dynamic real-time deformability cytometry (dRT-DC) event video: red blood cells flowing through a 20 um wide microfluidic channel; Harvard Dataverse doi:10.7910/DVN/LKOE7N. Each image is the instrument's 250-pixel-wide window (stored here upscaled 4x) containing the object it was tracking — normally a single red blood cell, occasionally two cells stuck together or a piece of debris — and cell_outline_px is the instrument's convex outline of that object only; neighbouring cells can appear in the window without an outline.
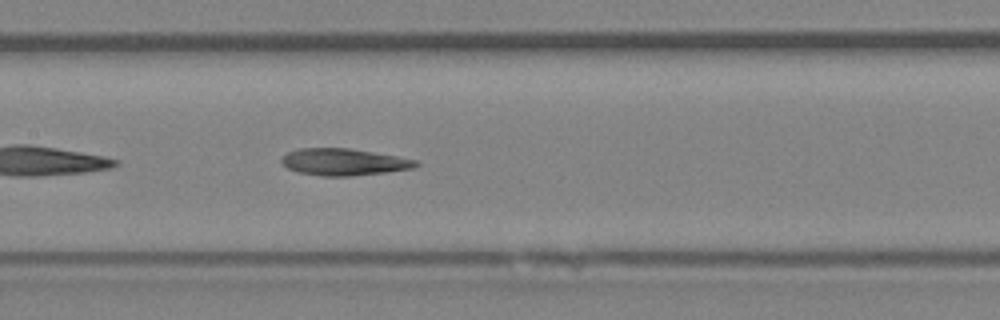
{"species": "Egyptian fruit bat (a non-hibernating species)", "species_latin": "Rousettus aegyptiacus", "temperature_condition": "room temperature", "stored_images_in_passage": 32, "camera_frame_rate_fps": 3000, "um_per_image_px": 0.085, "animal": {"sex": "female"}, "frame": {"image": 1, "passage_image": 10, "time_ms": 3.0, "image_size_px": [1000, 320], "cell_outline_px": [[420, 164], [412, 168], [388, 172], [352, 176], [324, 176], [300, 172], [288, 168], [280, 160], [288, 152], [300, 148], [352, 148], [420, 160]], "centroid_in_image_um": [29.29, 13.76], "position_along_channel_um": 178.1, "area_um2": 21.04}, "authors_computed_cell_mechanics": {"area_um2": 21.0103, "velocity_mm_per_s": 3.9595, "shape_relaxation_time_tau1_ms": null, "shape_relaxation_time_tau2_ms": 10.6779, "deformation_change_tau1": null, "deformation_change_tau2": 0.2655}}